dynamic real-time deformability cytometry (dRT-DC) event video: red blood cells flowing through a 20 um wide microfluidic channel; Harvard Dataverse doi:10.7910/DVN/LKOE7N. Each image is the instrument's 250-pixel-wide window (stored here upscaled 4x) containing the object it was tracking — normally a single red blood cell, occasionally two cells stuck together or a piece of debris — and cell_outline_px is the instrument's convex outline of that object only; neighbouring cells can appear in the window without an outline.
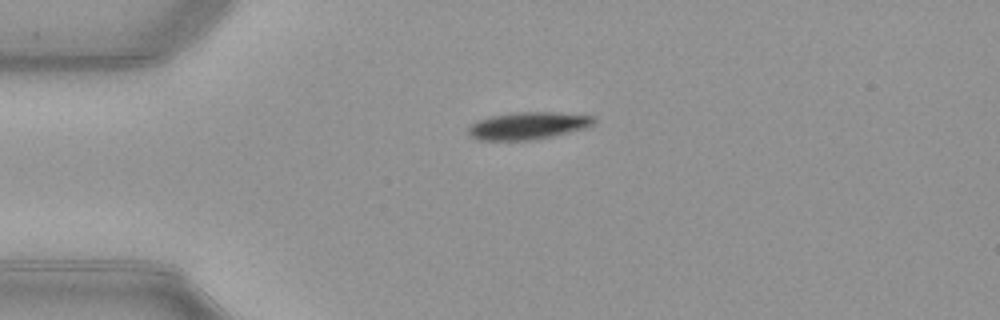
{"species": "common noctule bat (a hibernating species)", "species_latin": "Nyctalus noctula", "temperature_condition": "warm", "stored_images_in_passage": 43, "camera_frame_rate_fps": 3000, "um_per_image_px": 0.085, "animal": {"sex": "female", "body_mass_g": 21.9}, "frame": {"image": 1, "passage_image": 4, "time_ms": 1.0, "image_size_px": [1000, 320], "cell_outline_px": [[596, 124], [584, 128], [552, 136], [528, 140], [476, 140], [468, 132], [468, 128], [476, 120], [492, 116], [516, 112], [556, 112], [596, 116]], "centroid_in_image_um": [44.9, 10.67], "position_along_channel_um": 40.1, "area_um2": 19.94}}
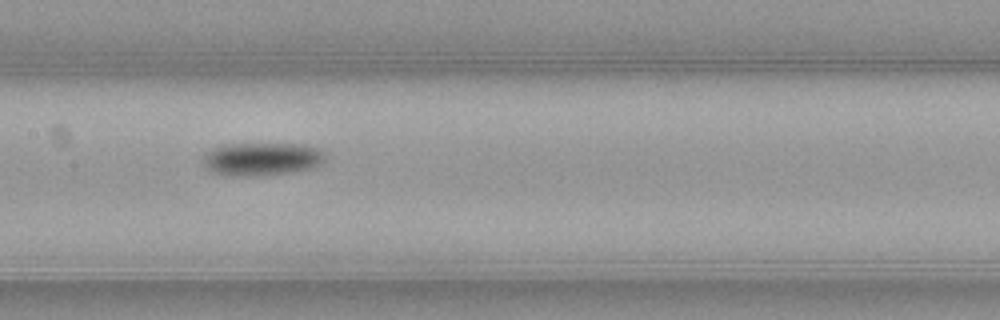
{"frame": {"image": 2, "passage_image": 17, "time_ms": 5.333, "image_size_px": [1000, 320], "cell_outline_px": [[324, 164], [312, 168], [288, 172], [248, 176], [212, 172], [204, 164], [204, 156], [212, 148], [224, 144], [304, 144], [316, 148], [324, 152]], "centroid_in_image_um": [22.3, 13.49], "position_along_channel_um": 185.1, "area_um2": 23.12}}
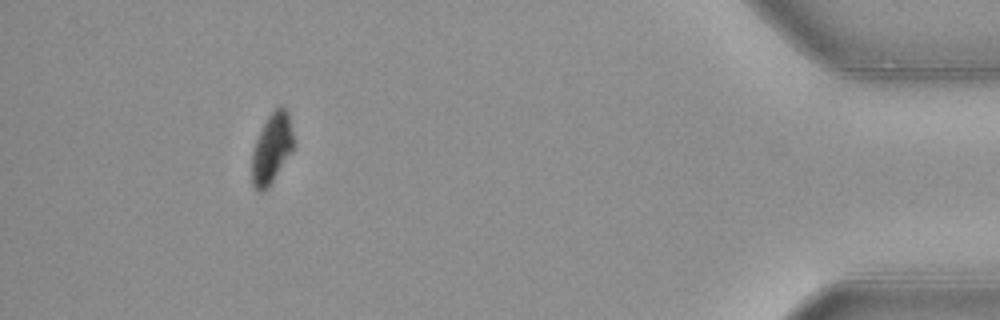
{"frame": {"image": 3, "passage_image": 39, "time_ms": 12.667, "image_size_px": [1000, 320], "cell_outline_px": [[296, 144], [292, 152], [268, 188], [256, 188], [252, 184], [252, 152], [256, 140], [268, 116], [280, 104], [288, 112], [296, 140]], "centroid_in_image_um": [23.15, 12.56], "position_along_channel_um": 412.0, "area_um2": 17.05}, "authors_computed_cell_mechanics": {"area_um2": 20.7502, "velocity_mm_per_s": 3.9824, "shape_relaxation_time_tau1_ms": 2.0504, "shape_relaxation_time_tau2_ms": null, "deformation_change_tau1": 0.1154, "deformation_change_tau2": null}}